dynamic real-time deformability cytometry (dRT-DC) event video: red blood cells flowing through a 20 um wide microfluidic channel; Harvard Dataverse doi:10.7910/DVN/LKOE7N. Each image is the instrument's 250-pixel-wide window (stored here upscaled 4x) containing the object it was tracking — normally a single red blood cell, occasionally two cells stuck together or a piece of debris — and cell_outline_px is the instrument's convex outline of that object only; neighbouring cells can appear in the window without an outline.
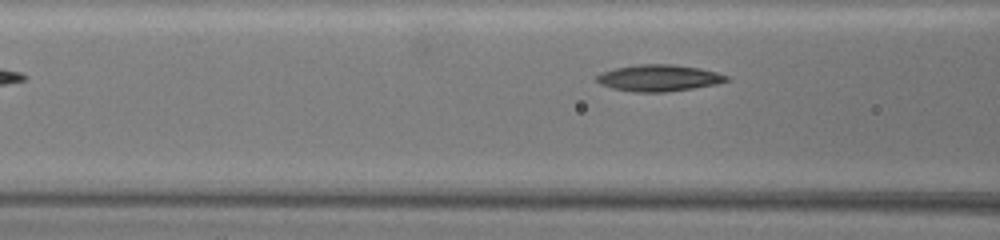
{"species": "common noctule bat (a hibernating species)", "species_latin": "Nyctalus noctula", "temperature_condition": "warm", "stored_images_in_passage": 38, "camera_frame_rate_fps": 3000, "um_per_image_px": 0.085, "animal": {"sex": "female", "body_mass_g": 19.5, "forearm_length_mm": 54.1}, "frame": {"image": 1, "passage_image": 7, "time_ms": 2.0, "image_size_px": [1000, 240], "cell_outline_px": [[728, 80], [716, 84], [692, 88], [664, 92], [636, 92], [612, 88], [600, 84], [596, 80], [596, 76], [600, 72], [616, 68], [640, 64], [672, 64], [700, 68], [716, 72], [728, 76]], "centroid_in_image_um": [55.97, 6.62], "position_along_channel_um": 110.6, "area_um2": 19.94}}
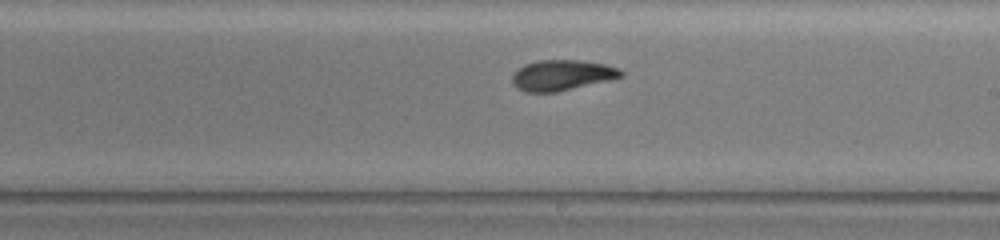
{"frame": {"image": 2, "passage_image": 20, "time_ms": 6.333, "image_size_px": [1000, 240], "cell_outline_px": [[624, 76], [608, 80], [556, 92], [524, 92], [516, 88], [512, 84], [512, 76], [524, 64], [540, 60], [580, 60], [604, 64], [620, 68], [624, 72]], "centroid_in_image_um": [47.76, 6.39], "position_along_channel_um": 241.2, "area_um2": 19.31}}
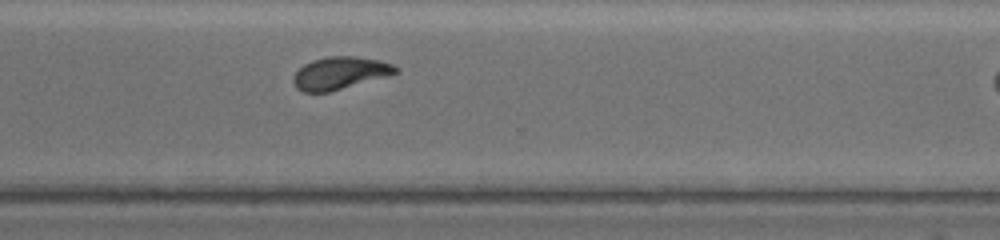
{"frame": {"image": 3, "passage_image": 30, "time_ms": 9.667, "image_size_px": [1000, 240], "cell_outline_px": [[400, 72], [328, 92], [304, 92], [296, 88], [292, 80], [292, 76], [304, 64], [312, 60], [328, 56], [356, 56], [380, 60], [392, 64], [400, 68]], "centroid_in_image_um": [28.89, 6.2], "position_along_channel_um": 341.7, "area_um2": 19.31}}